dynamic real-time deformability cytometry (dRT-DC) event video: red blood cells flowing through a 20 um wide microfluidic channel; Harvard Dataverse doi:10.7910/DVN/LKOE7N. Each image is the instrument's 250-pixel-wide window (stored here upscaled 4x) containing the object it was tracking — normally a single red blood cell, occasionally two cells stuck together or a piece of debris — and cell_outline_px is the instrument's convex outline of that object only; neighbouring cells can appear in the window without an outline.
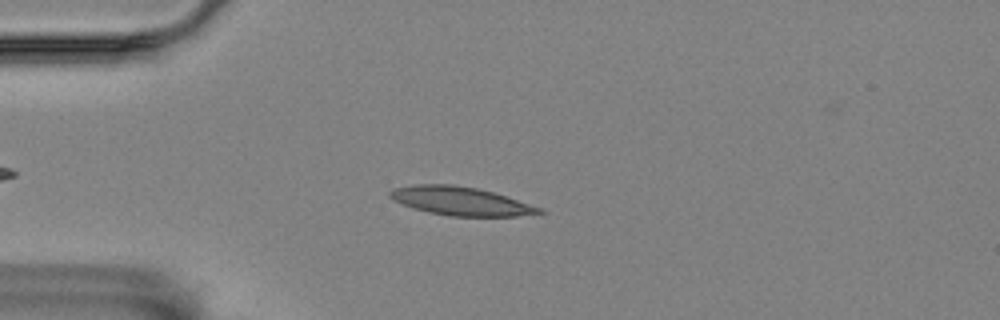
{"species": "Egyptian fruit bat (a non-hibernating species)", "species_latin": "Rousettus aegyptiacus", "temperature_condition": "room temperature", "stored_images_in_passage": 54, "camera_frame_rate_fps": 3000, "um_per_image_px": 0.085, "animal": {"sex": "female"}, "frame": {"image": 1, "passage_image": 12, "time_ms": 3.667, "image_size_px": [1000, 320], "cell_outline_px": [[544, 212], [516, 216], [448, 216], [428, 212], [412, 208], [392, 200], [388, 196], [388, 192], [392, 188], [416, 184], [452, 184], [476, 188], [492, 192], [544, 208]], "centroid_in_image_um": [39.1, 17.09], "position_along_channel_um": 45.9, "area_um2": 24.85}}
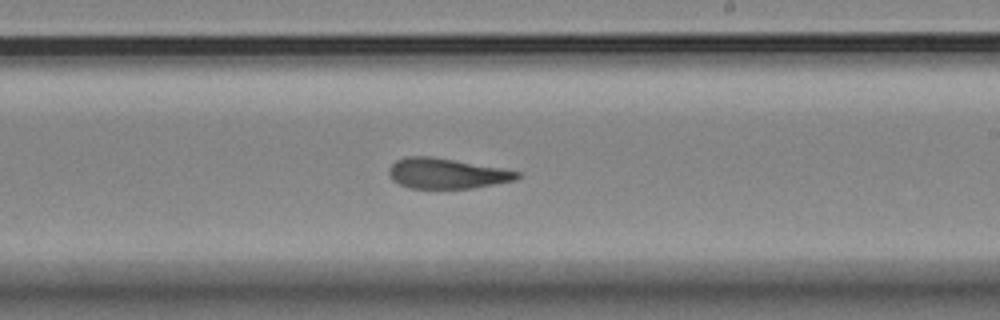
{"frame": {"image": 2, "passage_image": 31, "time_ms": 10.0, "image_size_px": [1000, 320], "cell_outline_px": [[520, 176], [516, 180], [472, 188], [408, 188], [392, 180], [388, 176], [388, 168], [396, 160], [408, 156], [432, 156], [500, 168], [520, 172]], "centroid_in_image_um": [37.92, 14.74], "position_along_channel_um": 251.1, "area_um2": 22.6}}
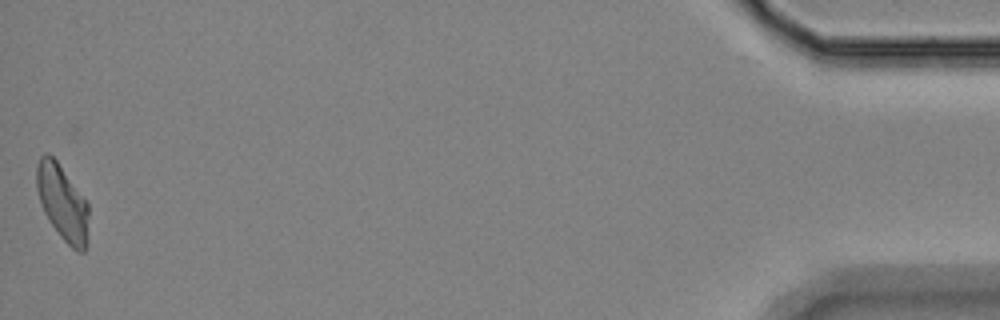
{"frame": {"image": 3, "passage_image": 54, "time_ms": 17.667, "image_size_px": [1000, 320], "cell_outline_px": [[88, 236], [84, 252], [76, 252], [60, 236], [48, 220], [44, 212], [36, 188], [36, 168], [40, 156], [44, 152], [48, 152], [56, 160], [88, 204]], "centroid_in_image_um": [5.3, 17.23], "position_along_channel_um": 429.9, "area_um2": 22.77}, "authors_computed_cell_mechanics": {"area_um2": 23.8425, "velocity_mm_per_s": 3.512, "shape_relaxation_time_tau1_ms": 8.364, "shape_relaxation_time_tau2_ms": 5.3627, "deformation_change_tau1": 0.2063, "deformation_change_tau2": 0.1156}}